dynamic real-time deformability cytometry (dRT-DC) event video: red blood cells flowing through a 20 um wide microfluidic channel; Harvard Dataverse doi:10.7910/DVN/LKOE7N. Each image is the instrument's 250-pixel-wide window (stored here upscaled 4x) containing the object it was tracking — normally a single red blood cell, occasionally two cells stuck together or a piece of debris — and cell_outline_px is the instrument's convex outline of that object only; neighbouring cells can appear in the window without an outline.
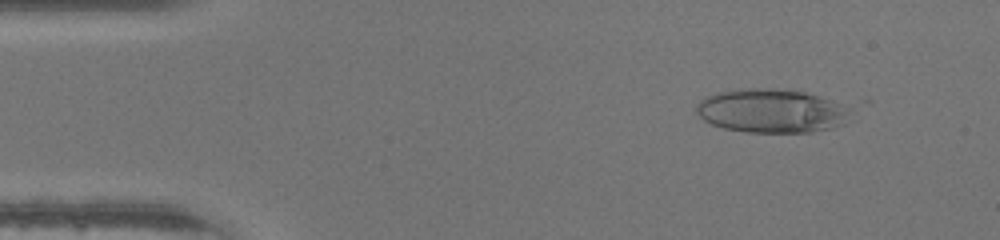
{"species": "human", "species_latin": "Homo sapiens", "temperature_condition": "warm", "stored_images_in_passage": 46, "camera_frame_rate_fps": 3000, "um_per_image_px": 0.085, "donor": {"sex": "male"}, "frame": {"image": 1, "passage_image": 5, "time_ms": 1.333, "image_size_px": [1000, 240], "cell_outline_px": [[872, 100], [868, 104], [844, 124], [832, 128], [812, 132], [748, 132], [724, 128], [712, 124], [704, 120], [696, 112], [696, 104], [704, 96], [716, 92], [752, 88], [768, 88], [804, 92]], "centroid_in_image_um": [66.07, 9.38], "position_along_channel_um": 18.9, "area_um2": 42.6}}
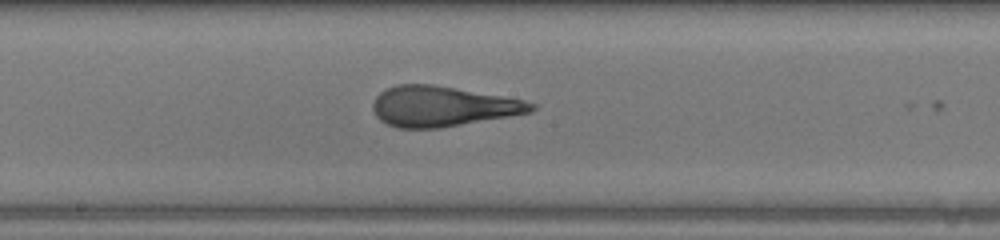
{"frame": {"image": 2, "passage_image": 24, "time_ms": 7.667, "image_size_px": [1000, 240], "cell_outline_px": [[536, 108], [532, 112], [440, 128], [396, 128], [380, 120], [376, 116], [372, 108], [372, 104], [376, 96], [380, 92], [396, 84], [432, 84], [456, 88], [524, 100], [536, 104]], "centroid_in_image_um": [37.58, 9.04], "position_along_channel_um": 210.6, "area_um2": 37.05}}
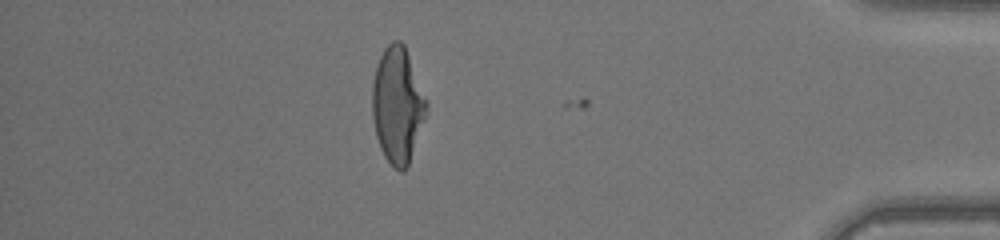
{"frame": {"image": 3, "passage_image": 40, "time_ms": 13.0, "image_size_px": [1000, 240], "cell_outline_px": [[428, 112], [408, 168], [404, 172], [400, 172], [392, 168], [384, 156], [380, 148], [376, 136], [372, 116], [372, 80], [376, 64], [384, 48], [392, 40], [400, 40], [404, 44], [428, 100]], "centroid_in_image_um": [33.8, 8.97], "position_along_channel_um": 401.4, "area_um2": 37.57}}